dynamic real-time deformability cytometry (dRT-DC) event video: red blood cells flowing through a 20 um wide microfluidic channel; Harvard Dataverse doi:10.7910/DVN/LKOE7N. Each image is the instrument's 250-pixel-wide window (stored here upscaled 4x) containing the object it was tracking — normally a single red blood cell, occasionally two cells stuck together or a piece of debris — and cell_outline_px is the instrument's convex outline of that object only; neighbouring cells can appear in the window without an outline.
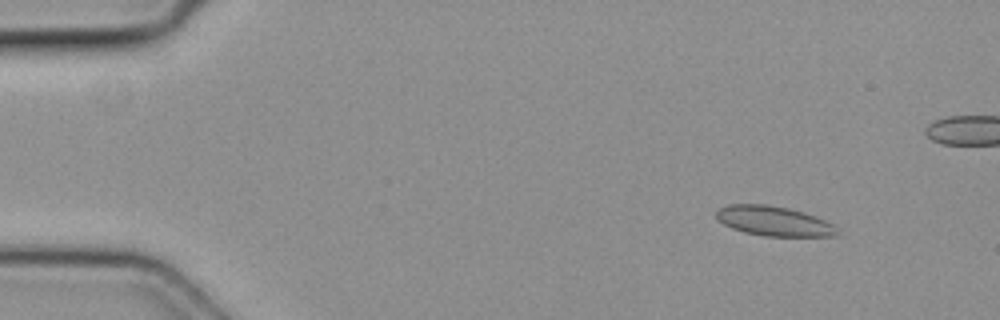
{"species": "common noctule bat (a hibernating species)", "species_latin": "Nyctalus noctula", "temperature_condition": "cold", "stored_images_in_passage": 8, "camera_frame_rate_fps": 3000, "um_per_image_px": 0.085, "animal": {"sex": "female", "body_mass_g": 19.3, "forearm_length_mm": 54.1}, "frame": {"image": 1, "passage_image": 2, "time_ms": 0.333, "image_size_px": [1000, 320], "cell_outline_px": [[840, 232], [836, 236], [764, 236], [744, 232], [732, 228], [716, 220], [716, 212], [720, 208], [728, 204], [764, 204], [788, 208], [804, 212], [816, 216], [836, 224]], "centroid_in_image_um": [65.82, 18.79], "position_along_channel_um": 19.2, "area_um2": 21.21}}
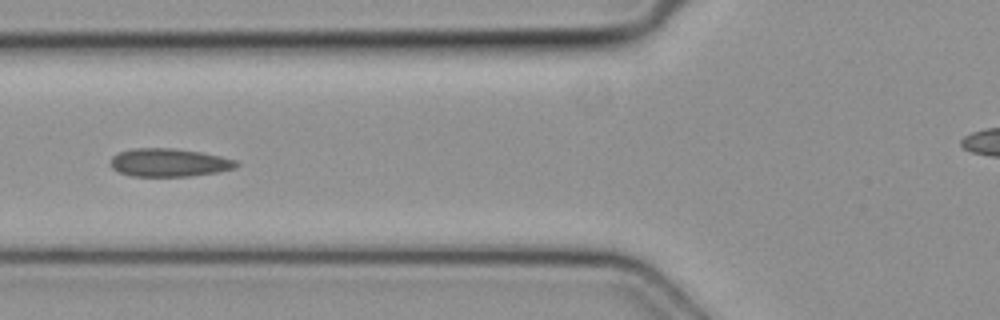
{"frame": {"image": 2, "passage_image": 6, "time_ms": 1.667, "image_size_px": [1000, 320], "cell_outline_px": [[240, 164], [236, 168], [220, 172], [188, 176], [132, 176], [116, 172], [112, 168], [112, 156], [120, 152], [132, 148], [176, 148], [200, 152], [220, 156], [236, 160]], "centroid_in_image_um": [14.39, 13.82], "position_along_channel_um": 111.4, "area_um2": 20.75}}
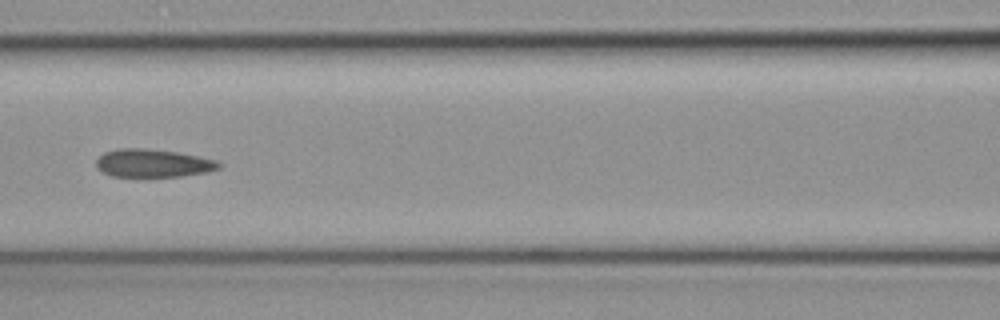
{"frame": {"image": 3, "passage_image": 7, "time_ms": 2.0, "image_size_px": [1000, 320], "cell_outline_px": [[220, 168], [208, 172], [180, 176], [148, 180], [144, 180], [112, 176], [96, 168], [96, 160], [104, 152], [120, 148], [144, 148], [176, 152], [216, 160], [220, 164]], "centroid_in_image_um": [12.95, 13.93], "position_along_channel_um": 153.6, "area_um2": 20.87}}